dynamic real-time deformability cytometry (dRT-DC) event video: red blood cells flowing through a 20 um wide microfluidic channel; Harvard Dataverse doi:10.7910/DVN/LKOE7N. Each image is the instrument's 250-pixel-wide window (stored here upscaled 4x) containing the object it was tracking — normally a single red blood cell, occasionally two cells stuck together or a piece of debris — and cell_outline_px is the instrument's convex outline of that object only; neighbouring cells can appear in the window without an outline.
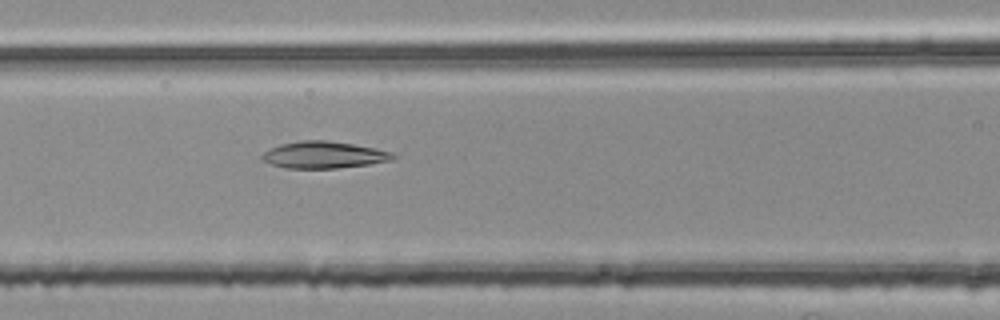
{"species": "common noctule bat (a hibernating species)", "species_latin": "Nyctalus noctula", "temperature_condition": "room temperature", "stored_images_in_passage": 36, "camera_frame_rate_fps": 3000, "um_per_image_px": 0.085, "animal": {"sex": "female", "body_mass_g": 25.1}, "frame": {"image": 1, "passage_image": 8, "time_ms": 2.333, "image_size_px": [1000, 320], "cell_outline_px": [[396, 156], [392, 160], [368, 164], [336, 168], [284, 168], [260, 160], [260, 156], [268, 148], [280, 144], [300, 140], [328, 140], [352, 144], [392, 152]], "centroid_in_image_um": [27.45, 13.16], "position_along_channel_um": 139.1, "area_um2": 20.46}}
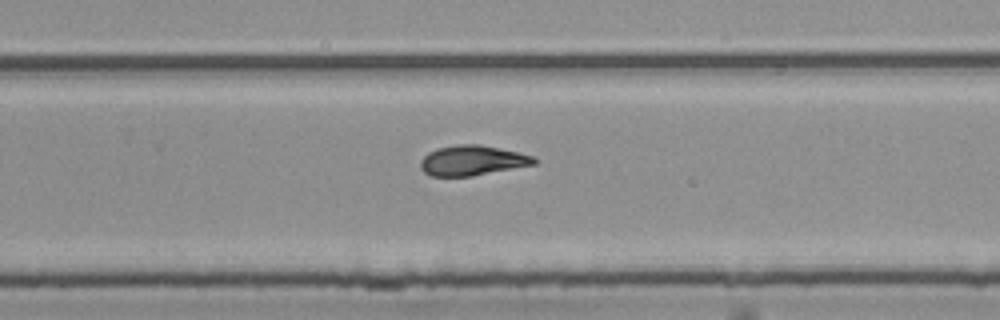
{"frame": {"image": 2, "passage_image": 20, "time_ms": 6.333, "image_size_px": [1000, 320], "cell_outline_px": [[536, 164], [472, 176], [432, 176], [424, 172], [420, 168], [420, 160], [428, 152], [436, 148], [456, 144], [480, 144], [516, 152], [532, 156], [536, 160]], "centroid_in_image_um": [40.09, 13.64], "position_along_channel_um": 289.7, "area_um2": 19.83}}
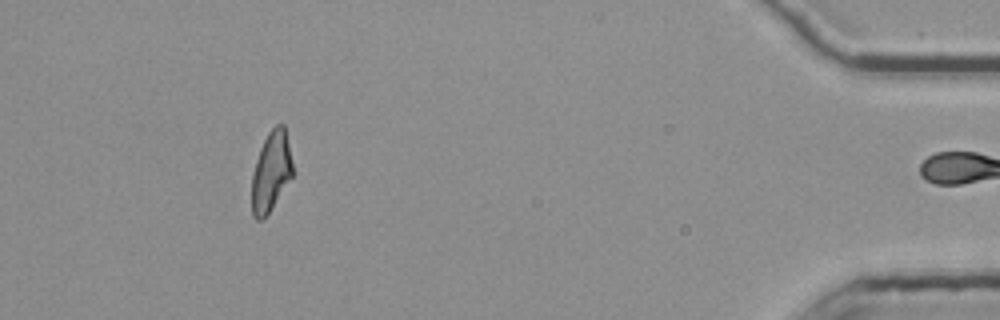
{"frame": {"image": 3, "passage_image": 35, "time_ms": 11.333, "image_size_px": [1000, 320], "cell_outline_px": [[292, 176], [268, 212], [260, 220], [256, 220], [252, 216], [252, 176], [256, 160], [260, 148], [268, 132], [276, 124], [284, 124], [292, 160]], "centroid_in_image_um": [23.03, 14.55], "position_along_channel_um": 412.2, "area_um2": 18.61}, "authors_computed_cell_mechanics": {"area_um2": 19.8254, "velocity_mm_per_s": 3.7714, "shape_relaxation_time_tau1_ms": null, "shape_relaxation_time_tau2_ms": 2.2895, "deformation_change_tau1": null, "deformation_change_tau2": 0.0988}}